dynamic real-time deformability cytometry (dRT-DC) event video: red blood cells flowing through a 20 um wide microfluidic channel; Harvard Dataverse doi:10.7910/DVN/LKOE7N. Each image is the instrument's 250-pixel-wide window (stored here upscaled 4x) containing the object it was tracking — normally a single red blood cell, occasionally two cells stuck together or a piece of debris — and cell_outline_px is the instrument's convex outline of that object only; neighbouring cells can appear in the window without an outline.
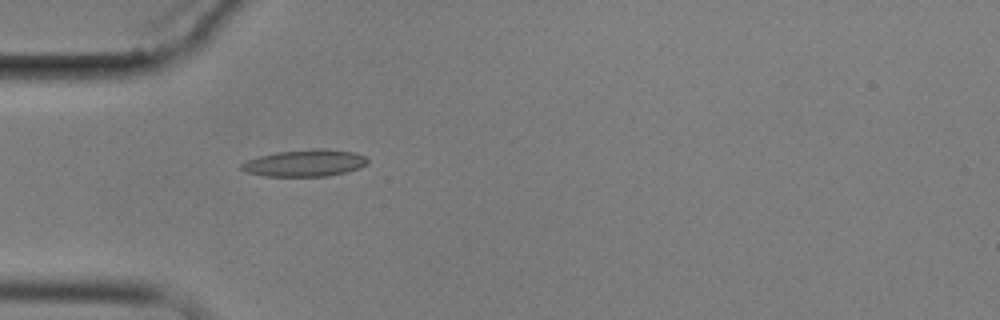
{"species": "common noctule bat (a hibernating species)", "species_latin": "Nyctalus noctula", "temperature_condition": "cold", "stored_images_in_passage": 2, "camera_frame_rate_fps": 3000, "um_per_image_px": 0.085, "animal": {"sex": "male", "body_mass_g": 17.9}, "frame": {"image": 1, "passage_image": 2, "time_ms": 1.333, "image_size_px": [1000, 320], "cell_outline_px": [[368, 160], [360, 168], [328, 176], [264, 176], [244, 172], [240, 168], [240, 164], [244, 160], [276, 152], [312, 148], [324, 148], [356, 152], [364, 156]], "centroid_in_image_um": [25.86, 13.85], "position_along_channel_um": 59.1, "area_um2": 19.94}}